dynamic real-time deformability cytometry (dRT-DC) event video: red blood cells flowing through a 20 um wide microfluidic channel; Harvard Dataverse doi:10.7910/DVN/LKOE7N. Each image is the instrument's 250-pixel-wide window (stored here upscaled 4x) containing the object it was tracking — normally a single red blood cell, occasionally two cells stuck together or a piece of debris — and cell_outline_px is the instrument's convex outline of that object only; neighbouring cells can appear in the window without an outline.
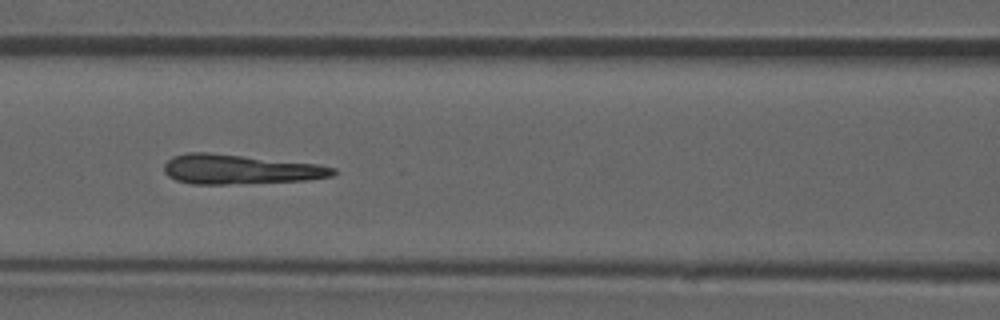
{"species": "common noctule bat (a hibernating species)", "species_latin": "Nyctalus noctula", "temperature_condition": "room temperature", "stored_images_in_passage": 51, "camera_frame_rate_fps": 3000, "um_per_image_px": 0.085, "animal": {"sex": "male", "forearm_length_mm": 52.5}, "frame": {"image": 1, "passage_image": 22, "time_ms": 7.0, "image_size_px": [1000, 320], "cell_outline_px": [[336, 172], [332, 176], [308, 180], [228, 184], [192, 184], [176, 180], [168, 176], [164, 172], [164, 164], [172, 156], [188, 152], [208, 152], [316, 164], [336, 168]], "centroid_in_image_um": [20.35, 14.39], "position_along_channel_um": 146.3, "area_um2": 29.02}, "authors_computed_cell_mechanics": {"area_um2": 28.9578, "velocity_mm_per_s": 3.8961, "shape_relaxation_time_tau1_ms": null, "shape_relaxation_time_tau2_ms": 3.4373, "deformation_change_tau1": null, "deformation_change_tau2": 0.1033}}